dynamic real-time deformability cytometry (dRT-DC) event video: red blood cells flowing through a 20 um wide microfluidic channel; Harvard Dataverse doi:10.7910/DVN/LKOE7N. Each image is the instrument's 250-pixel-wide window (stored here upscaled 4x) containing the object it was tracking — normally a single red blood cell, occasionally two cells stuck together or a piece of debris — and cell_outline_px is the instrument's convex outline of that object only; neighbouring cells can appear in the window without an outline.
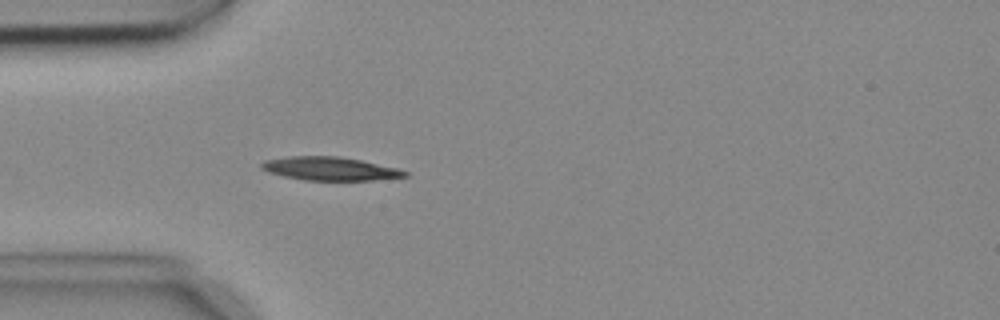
{"species": "common noctule bat (a hibernating species)", "species_latin": "Nyctalus noctula", "temperature_condition": "cold", "stored_images_in_passage": 5, "camera_frame_rate_fps": 3000, "um_per_image_px": 0.085, "animal": {"sex": "female", "body_mass_g": 18.4}, "frame": {"image": 1, "passage_image": 5, "time_ms": 1.333, "image_size_px": [1000, 320], "cell_outline_px": [[408, 176], [372, 180], [304, 180], [284, 176], [268, 172], [260, 168], [260, 164], [264, 160], [292, 156], [340, 156], [360, 160], [396, 168], [408, 172]], "centroid_in_image_um": [28.01, 14.33], "position_along_channel_um": 57.0, "area_um2": 19.42}}